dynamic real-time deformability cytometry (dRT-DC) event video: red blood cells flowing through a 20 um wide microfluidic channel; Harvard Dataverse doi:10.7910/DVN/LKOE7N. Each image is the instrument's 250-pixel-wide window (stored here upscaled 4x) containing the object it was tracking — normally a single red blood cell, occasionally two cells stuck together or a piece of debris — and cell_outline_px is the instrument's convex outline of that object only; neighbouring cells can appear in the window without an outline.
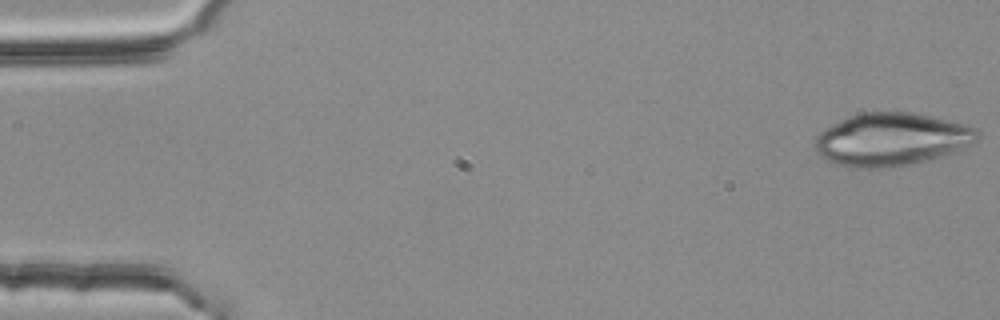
{"species": "common noctule bat (a hibernating species)", "species_latin": "Nyctalus noctula", "temperature_condition": "room temperature", "stored_images_in_passage": 15, "camera_frame_rate_fps": 3000, "um_per_image_px": 0.085, "animal": {"sex": "female", "body_mass_g": 25.1}, "frame": {"image": 1, "passage_image": 1, "time_ms": 0.0, "image_size_px": [1000, 320], "cell_outline_px": [[980, 136], [972, 144], [928, 160], [904, 164], [876, 168], [852, 168], [836, 164], [820, 156], [816, 152], [812, 144], [816, 136], [820, 132], [848, 116], [860, 112], [912, 112], [964, 124], [976, 128], [980, 132]], "centroid_in_image_um": [75.72, 11.84], "position_along_channel_um": 9.3, "area_um2": 49.65}}